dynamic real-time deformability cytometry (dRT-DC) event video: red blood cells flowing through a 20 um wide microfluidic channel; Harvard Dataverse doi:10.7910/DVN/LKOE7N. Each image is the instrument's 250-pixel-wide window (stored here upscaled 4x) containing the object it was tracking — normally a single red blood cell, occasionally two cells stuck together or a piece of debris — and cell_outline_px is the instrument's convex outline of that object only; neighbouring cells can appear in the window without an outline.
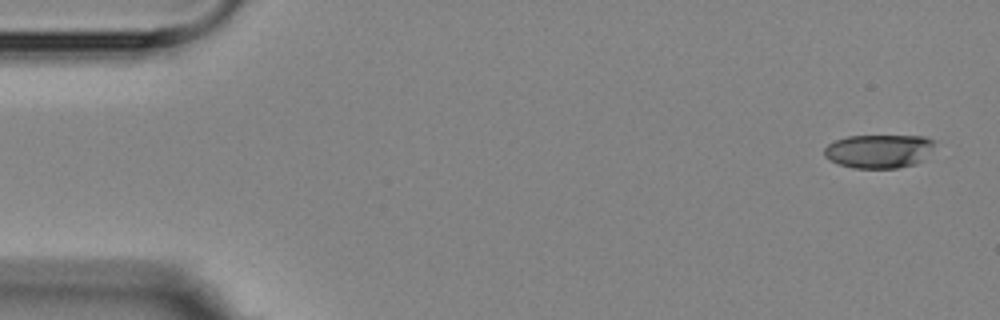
{"species": "Egyptian fruit bat (a non-hibernating species)", "species_latin": "Rousettus aegyptiacus", "temperature_condition": "room temperature", "stored_images_in_passage": 4, "camera_frame_rate_fps": 3000, "um_per_image_px": 0.085, "animal": {"sex": "female"}, "frame": {"image": 1, "passage_image": 1, "time_ms": 0.0, "image_size_px": [1000, 320], "cell_outline_px": [[932, 144], [920, 160], [916, 164], [896, 168], [852, 168], [840, 164], [824, 156], [824, 148], [828, 144], [836, 140], [848, 136], [924, 136], [932, 140]], "centroid_in_image_um": [74.62, 12.85], "position_along_channel_um": 10.4, "area_um2": 21.1}}
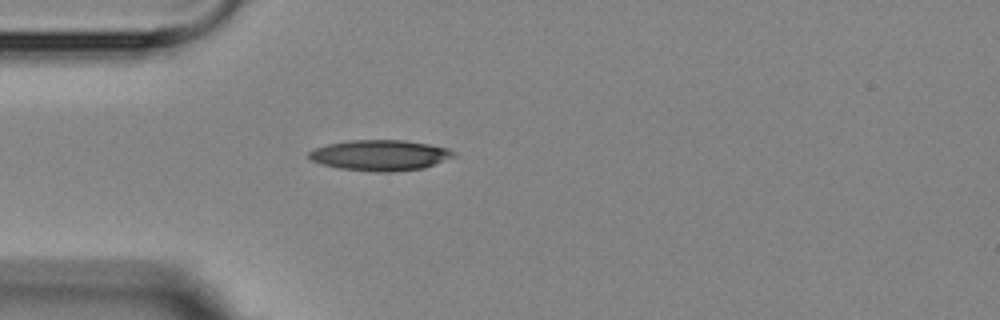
{"frame": {"image": 2, "passage_image": 4, "time_ms": 4.333, "image_size_px": [1000, 320], "cell_outline_px": [[456, 156], [424, 168], [396, 172], [376, 172], [340, 168], [320, 164], [312, 160], [308, 156], [308, 152], [316, 148], [328, 144], [348, 140], [404, 140], [428, 144], [448, 148], [456, 152]], "centroid_in_image_um": [32.33, 13.2], "position_along_channel_um": 52.7, "area_um2": 25.95}}